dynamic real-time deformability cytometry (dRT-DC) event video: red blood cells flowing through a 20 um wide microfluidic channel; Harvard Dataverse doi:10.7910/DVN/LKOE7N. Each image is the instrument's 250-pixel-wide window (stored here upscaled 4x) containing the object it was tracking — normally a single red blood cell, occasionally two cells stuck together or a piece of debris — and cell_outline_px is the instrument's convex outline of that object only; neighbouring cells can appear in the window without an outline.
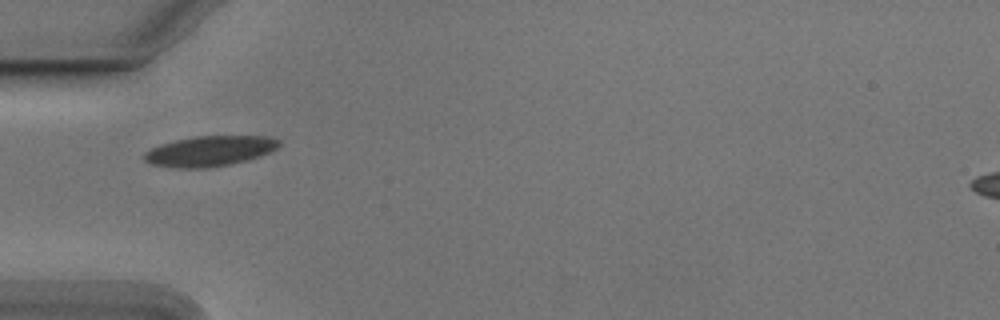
{"species": "Egyptian fruit bat (a non-hibernating species)", "species_latin": "Rousettus aegyptiacus", "temperature_condition": "cold", "stored_images_in_passage": 38, "camera_frame_rate_fps": 3000, "um_per_image_px": 0.085, "animal": {"sex": "male"}, "frame": {"image": 1, "passage_image": 1, "time_ms": 0.0, "image_size_px": [1000, 320], "cell_outline_px": [[280, 144], [276, 148], [268, 152], [244, 160], [228, 164], [208, 168], [176, 168], [148, 164], [144, 160], [144, 152], [160, 144], [192, 136], [264, 136], [280, 140]], "centroid_in_image_um": [17.74, 12.84], "position_along_channel_um": 67.3, "area_um2": 23.58}}
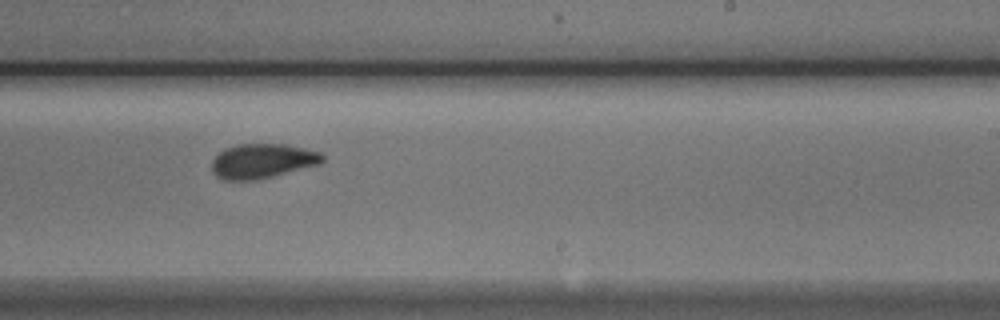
{"frame": {"image": 2, "passage_image": 17, "time_ms": 5.333, "image_size_px": [1000, 320], "cell_outline_px": [[324, 160], [320, 164], [272, 176], [252, 180], [224, 180], [216, 176], [212, 172], [212, 160], [224, 148], [236, 144], [288, 144], [320, 152], [324, 156]], "centroid_in_image_um": [22.29, 13.67], "position_along_channel_um": 266.7, "area_um2": 22.31}}
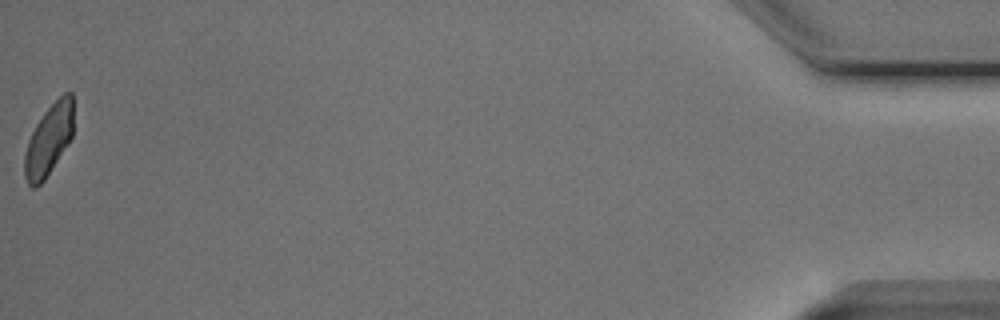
{"frame": {"image": 3, "passage_image": 38, "time_ms": 12.333, "image_size_px": [1000, 320], "cell_outline_px": [[72, 136], [44, 180], [36, 188], [32, 188], [28, 184], [24, 176], [24, 152], [28, 140], [36, 124], [44, 112], [64, 92], [72, 92]], "centroid_in_image_um": [4.11, 11.91], "position_along_channel_um": 431.1, "area_um2": 19.88}, "authors_computed_cell_mechanics": {"area_um2": 22.1374, "velocity_mm_per_s": 3.7516, "shape_relaxation_time_tau1_ms": 3.2479, "shape_relaxation_time_tau2_ms": 1.3116, "deformation_change_tau1": 0.1005, "deformation_change_tau2": 0.0507}}